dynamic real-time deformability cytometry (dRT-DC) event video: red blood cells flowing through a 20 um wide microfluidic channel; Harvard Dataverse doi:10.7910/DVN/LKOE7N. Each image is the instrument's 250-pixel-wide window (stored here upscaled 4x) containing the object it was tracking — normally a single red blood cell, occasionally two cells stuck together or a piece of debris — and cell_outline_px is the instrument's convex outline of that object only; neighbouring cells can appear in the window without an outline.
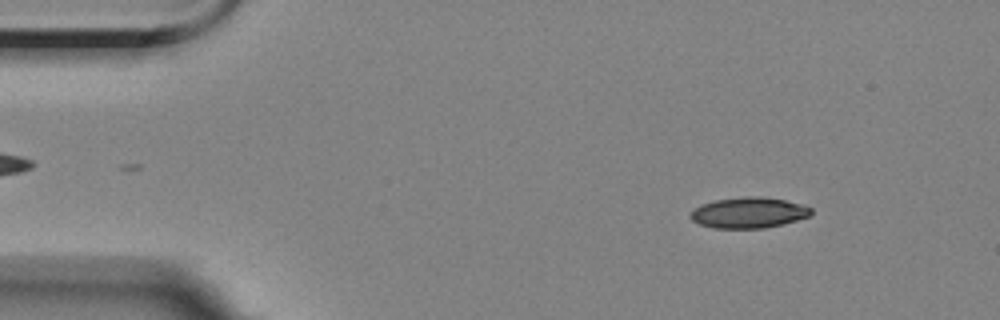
{"species": "Egyptian fruit bat (a non-hibernating species)", "species_latin": "Rousettus aegyptiacus", "temperature_condition": "room temperature", "stored_images_in_passage": 6, "camera_frame_rate_fps": 3000, "um_per_image_px": 0.085, "animal": {"sex": "female"}, "frame": {"image": 1, "passage_image": 1, "time_ms": 0.0, "image_size_px": [1000, 320], "cell_outline_px": [[812, 212], [808, 216], [796, 220], [764, 228], [712, 228], [700, 224], [692, 220], [688, 216], [696, 208], [704, 204], [716, 200], [744, 196], [760, 196], [784, 200], [804, 204], [812, 208]], "centroid_in_image_um": [63.65, 18.07], "position_along_channel_um": 21.4, "area_um2": 21.44}}
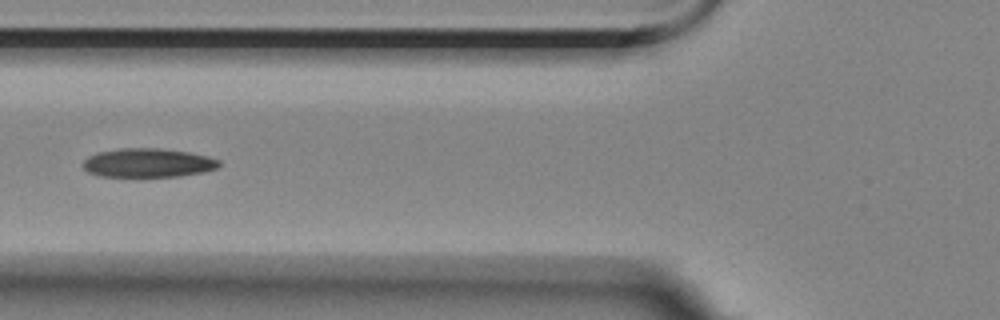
{"frame": {"image": 2, "passage_image": 5, "time_ms": 4.667, "image_size_px": [1000, 320], "cell_outline_px": [[220, 164], [216, 168], [204, 172], [180, 176], [100, 176], [88, 172], [84, 168], [84, 160], [88, 156], [96, 152], [120, 148], [160, 148], [188, 152], [208, 156], [220, 160]], "centroid_in_image_um": [12.58, 13.83], "position_along_channel_um": 113.2, "area_um2": 22.89}}
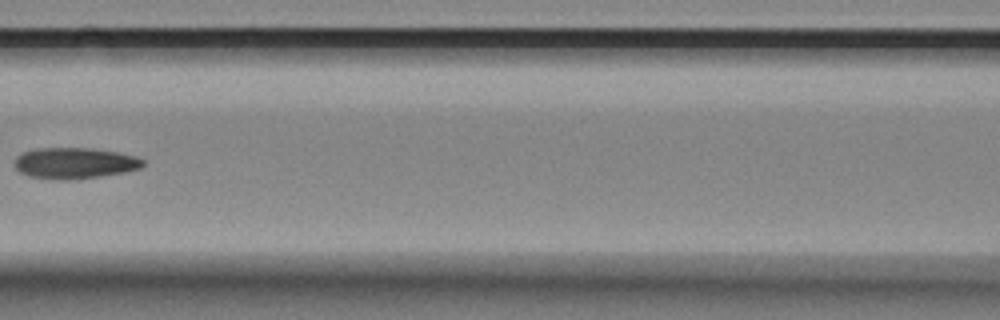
{"frame": {"image": 3, "passage_image": 6, "time_ms": 6.0, "image_size_px": [1000, 320], "cell_outline_px": [[144, 164], [140, 168], [124, 172], [100, 176], [68, 180], [56, 180], [28, 176], [20, 172], [16, 168], [16, 156], [24, 152], [36, 148], [92, 148], [116, 152], [136, 156], [144, 160]], "centroid_in_image_um": [6.34, 13.87], "position_along_channel_um": 160.3, "area_um2": 23.18}}